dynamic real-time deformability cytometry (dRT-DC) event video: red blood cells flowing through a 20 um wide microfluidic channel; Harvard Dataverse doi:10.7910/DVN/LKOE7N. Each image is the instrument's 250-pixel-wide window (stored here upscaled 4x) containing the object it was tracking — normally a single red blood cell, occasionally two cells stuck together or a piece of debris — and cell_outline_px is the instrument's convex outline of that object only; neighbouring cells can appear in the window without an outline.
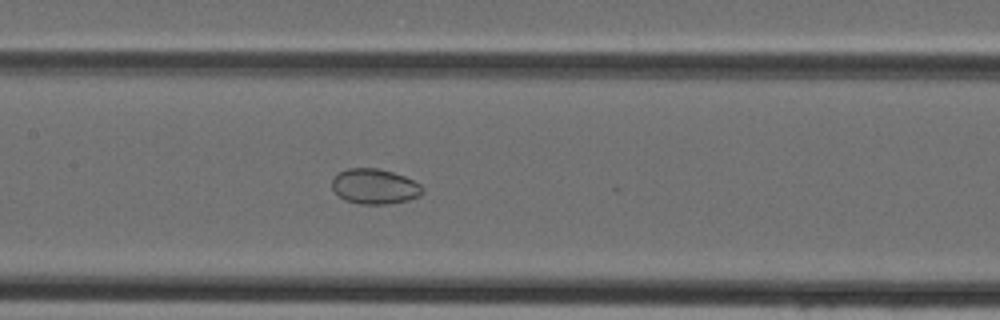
{"species": "Egyptian fruit bat (a non-hibernating species)", "species_latin": "Rousettus aegyptiacus", "temperature_condition": "cold", "stored_images_in_passage": 36, "camera_frame_rate_fps": 3000, "um_per_image_px": 0.085, "animal": {"sex": "female"}, "frame": {"image": 1, "passage_image": 12, "time_ms": 3.667, "image_size_px": [1000, 320], "cell_outline_px": [[424, 192], [408, 200], [388, 204], [360, 204], [344, 200], [332, 188], [332, 180], [340, 172], [348, 168], [380, 168], [404, 176], [420, 184], [424, 188]], "centroid_in_image_um": [31.85, 15.85], "position_along_channel_um": 175.6, "area_um2": 18.44}}
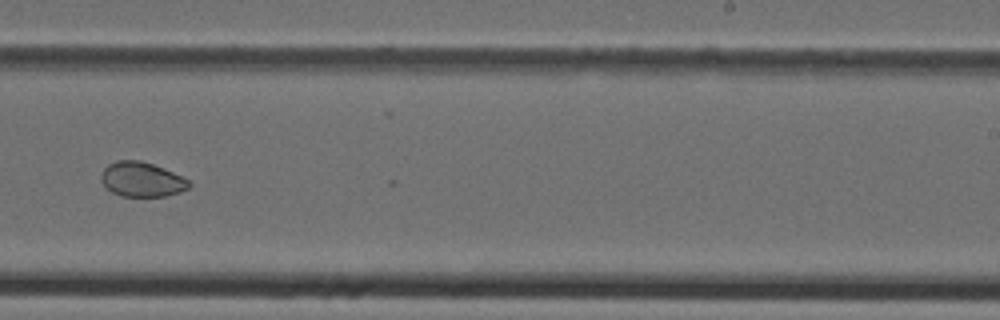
{"frame": {"image": 2, "passage_image": 19, "time_ms": 6.0, "image_size_px": [1000, 320], "cell_outline_px": [[192, 184], [188, 188], [180, 192], [164, 196], [120, 196], [112, 192], [100, 180], [100, 176], [104, 168], [108, 164], [116, 160], [140, 160], [164, 168], [188, 180]], "centroid_in_image_um": [12.03, 15.24], "position_along_channel_um": 277.0, "area_um2": 17.69}}
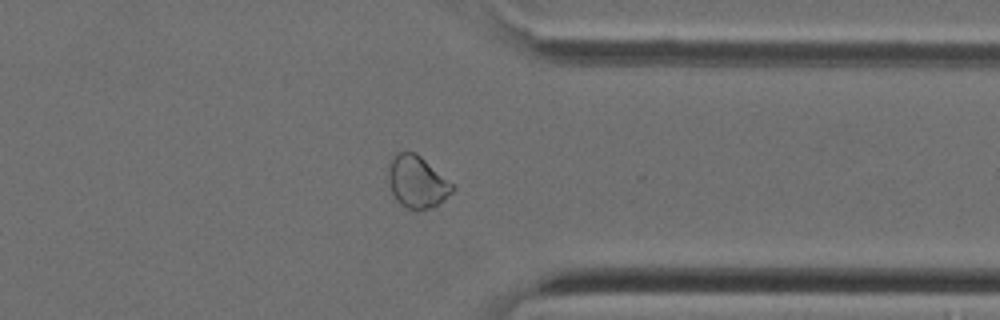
{"frame": {"image": 3, "passage_image": 26, "time_ms": 8.333, "image_size_px": [1000, 320], "cell_outline_px": [[456, 188], [452, 192], [432, 208], [408, 208], [400, 204], [396, 200], [392, 192], [388, 180], [388, 168], [392, 152], [416, 152], [456, 184]], "centroid_in_image_um": [35.46, 15.4], "position_along_channel_um": 375.9, "area_um2": 19.71}}